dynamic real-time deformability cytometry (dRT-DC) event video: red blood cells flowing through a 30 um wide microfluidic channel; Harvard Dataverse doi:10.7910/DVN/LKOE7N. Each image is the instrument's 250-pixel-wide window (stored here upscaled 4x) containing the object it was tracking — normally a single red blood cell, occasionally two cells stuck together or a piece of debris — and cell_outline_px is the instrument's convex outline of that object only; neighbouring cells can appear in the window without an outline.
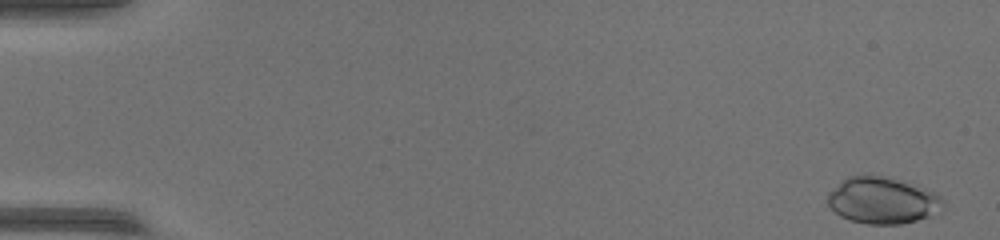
{"species": "common noctule bat (a hibernating species)", "species_latin": "Nyctalus noctula", "temperature_condition": "warm", "stored_images_in_passage": 53, "camera_frame_rate_fps": 3000, "um_per_image_px": 0.085, "animal": {"sex": "female", "body_mass_g": 17.0, "forearm_length_mm": 48.0}, "frame": {"image": 1, "passage_image": 2, "time_ms": 0.333, "image_size_px": [1000, 240], "cell_outline_px": [[944, 212], [916, 220], [900, 224], [868, 224], [848, 220], [840, 216], [828, 204], [828, 192], [840, 180], [848, 176], [888, 176], [924, 188], [940, 196], [944, 200]], "centroid_in_image_um": [75.03, 17.04], "position_along_channel_um": 10.0, "area_um2": 31.5}}
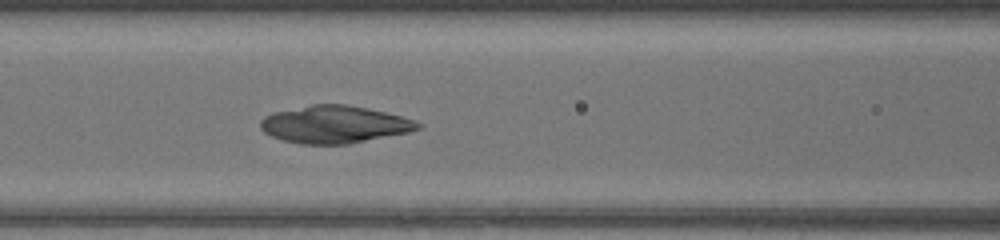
{"frame": {"image": 2, "passage_image": 24, "time_ms": 7.667, "image_size_px": [1000, 240], "cell_outline_px": [[424, 124], [420, 128], [408, 132], [348, 144], [300, 144], [284, 140], [272, 136], [264, 132], [260, 128], [260, 120], [264, 116], [272, 112], [312, 104], [344, 104], [368, 108], [400, 116]], "centroid_in_image_um": [28.39, 10.57], "position_along_channel_um": 138.2, "area_um2": 34.22}}
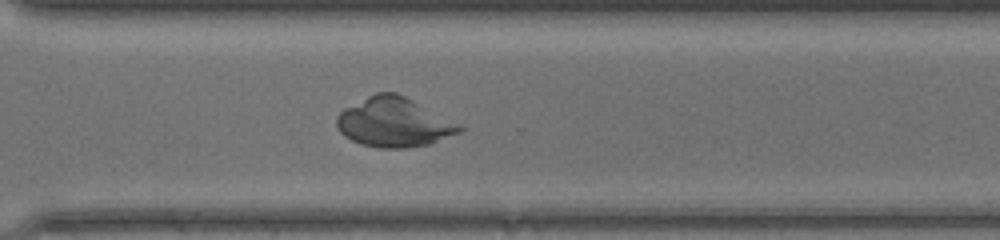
{"frame": {"image": 3, "passage_image": 39, "time_ms": 12.667, "image_size_px": [1000, 240], "cell_outline_px": [[464, 128], [460, 132], [428, 144], [404, 148], [380, 148], [360, 144], [344, 136], [340, 132], [336, 124], [336, 116], [344, 108], [376, 92], [396, 92], [464, 124]], "centroid_in_image_um": [33.51, 10.39], "position_along_channel_um": 337.1, "area_um2": 35.55}}